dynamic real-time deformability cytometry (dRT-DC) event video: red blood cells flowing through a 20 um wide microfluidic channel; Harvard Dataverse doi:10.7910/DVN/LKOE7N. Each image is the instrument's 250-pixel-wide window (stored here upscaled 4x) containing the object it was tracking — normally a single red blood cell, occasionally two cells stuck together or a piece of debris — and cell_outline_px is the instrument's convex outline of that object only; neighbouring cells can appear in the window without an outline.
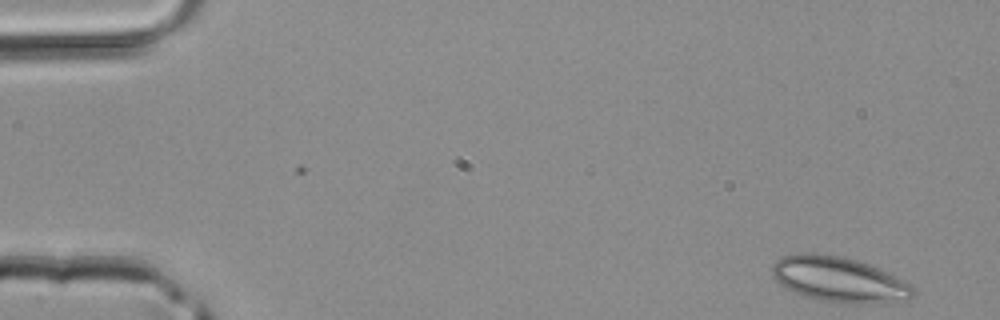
{"species": "common noctule bat (a hibernating species)", "species_latin": "Nyctalus noctula", "temperature_condition": "room temperature", "stored_images_in_passage": 4, "camera_frame_rate_fps": 3000, "um_per_image_px": 0.085, "animal": {"sex": "male", "body_mass_g": 20.4}, "frame": {"image": 1, "passage_image": 4, "time_ms": 1.0, "image_size_px": [1000, 320], "cell_outline_px": [[916, 296], [908, 300], [860, 304], [844, 304], [816, 300], [804, 296], [788, 288], [776, 280], [772, 276], [772, 264], [780, 256], [796, 252], [812, 252], [840, 256], [856, 260], [868, 264], [912, 284], [916, 288]], "centroid_in_image_um": [71.32, 23.76], "position_along_channel_um": 13.7, "area_um2": 37.63}}